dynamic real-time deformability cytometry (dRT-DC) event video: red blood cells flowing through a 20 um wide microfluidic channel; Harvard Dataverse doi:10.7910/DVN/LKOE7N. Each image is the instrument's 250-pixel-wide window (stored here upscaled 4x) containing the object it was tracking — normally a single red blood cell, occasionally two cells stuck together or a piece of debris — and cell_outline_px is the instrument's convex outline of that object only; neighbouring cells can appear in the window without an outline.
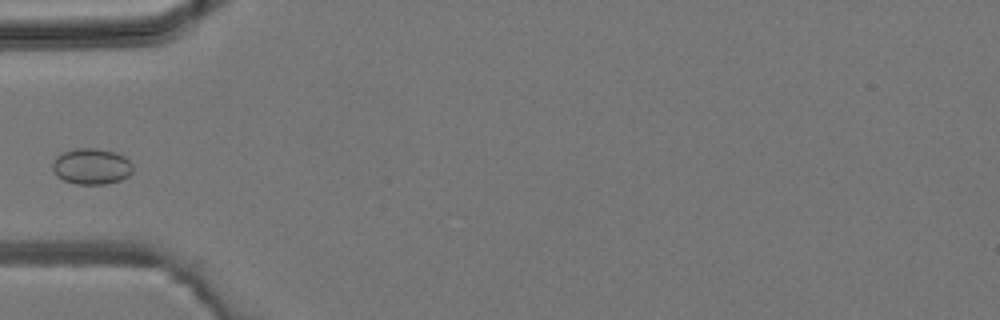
{"species": "common noctule bat (a hibernating species)", "species_latin": "Nyctalus noctula", "temperature_condition": "room temperature", "stored_images_in_passage": 3, "camera_frame_rate_fps": 3000, "um_per_image_px": 0.085, "animal": {"sex": "male", "body_mass_g": 19.2, "forearm_length_mm": 51.8}, "frame": {"image": 1, "passage_image": 3, "time_ms": 2.333, "image_size_px": [1000, 320], "cell_outline_px": [[132, 172], [128, 176], [120, 180], [104, 184], [76, 184], [64, 180], [56, 176], [52, 168], [52, 160], [56, 156], [64, 152], [76, 148], [96, 148], [116, 152], [124, 156], [132, 164]], "centroid_in_image_um": [7.76, 14.14], "position_along_channel_um": 77.2, "area_um2": 16.94}}